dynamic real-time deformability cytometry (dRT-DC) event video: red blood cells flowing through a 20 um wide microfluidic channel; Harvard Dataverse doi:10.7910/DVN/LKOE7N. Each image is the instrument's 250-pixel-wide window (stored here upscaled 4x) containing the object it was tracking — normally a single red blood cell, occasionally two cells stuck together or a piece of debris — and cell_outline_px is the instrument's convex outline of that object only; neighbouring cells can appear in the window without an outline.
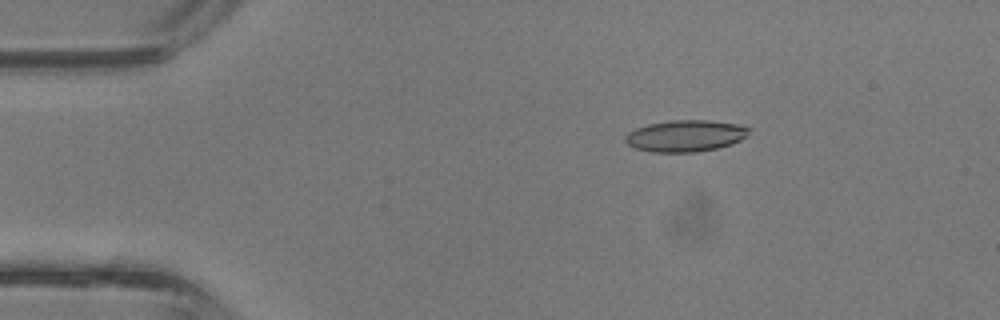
{"species": "common noctule bat (a hibernating species)", "species_latin": "Nyctalus noctula", "temperature_condition": "room temperature", "stored_images_in_passage": 5, "camera_frame_rate_fps": 3000, "um_per_image_px": 0.085, "animal": {"sex": "male", "body_mass_g": 13.3}, "frame": {"image": 1, "passage_image": 3, "time_ms": 0.667, "image_size_px": [1000, 320], "cell_outline_px": [[752, 128], [748, 136], [732, 144], [716, 148], [696, 152], [652, 152], [636, 148], [628, 144], [624, 140], [624, 136], [628, 132], [636, 128], [648, 124], [672, 120], [708, 120], [736, 124]], "centroid_in_image_um": [58.28, 11.54], "position_along_channel_um": 26.7, "area_um2": 22.83}}
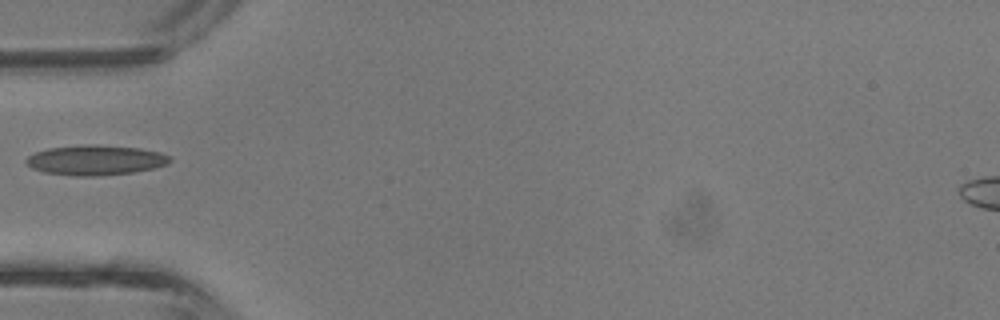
{"frame": {"image": 2, "passage_image": 5, "time_ms": 1.333, "image_size_px": [1000, 320], "cell_outline_px": [[172, 160], [168, 164], [152, 168], [132, 172], [96, 176], [76, 176], [44, 172], [32, 168], [24, 160], [28, 156], [36, 152], [48, 148], [84, 144], [96, 144], [140, 148], [160, 152], [168, 156]], "centroid_in_image_um": [8.11, 13.6], "position_along_channel_um": 76.9, "area_um2": 25.09}}